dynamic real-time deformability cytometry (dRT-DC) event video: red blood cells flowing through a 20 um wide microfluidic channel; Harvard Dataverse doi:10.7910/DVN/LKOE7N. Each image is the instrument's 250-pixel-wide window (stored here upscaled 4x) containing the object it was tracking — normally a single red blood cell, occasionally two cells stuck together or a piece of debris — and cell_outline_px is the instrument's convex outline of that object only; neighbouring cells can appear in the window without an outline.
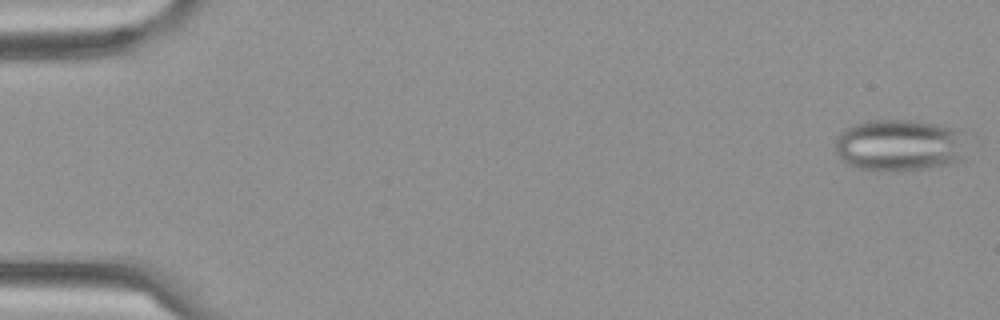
{"species": "Egyptian fruit bat (a non-hibernating species)", "species_latin": "Rousettus aegyptiacus", "temperature_condition": "cold", "stored_images_in_passage": 6, "camera_frame_rate_fps": 3000, "um_per_image_px": 0.085, "frame": {"image": 1, "passage_image": 1, "time_ms": 0.0, "image_size_px": [1000, 320], "cell_outline_px": [[960, 160], [948, 164], [928, 168], [896, 172], [888, 172], [860, 168], [848, 164], [836, 152], [836, 136], [840, 132], [852, 124], [872, 120], [912, 120], [936, 124], [952, 128], [960, 156]], "centroid_in_image_um": [76.25, 12.36], "position_along_channel_um": 8.7, "area_um2": 38.55}}